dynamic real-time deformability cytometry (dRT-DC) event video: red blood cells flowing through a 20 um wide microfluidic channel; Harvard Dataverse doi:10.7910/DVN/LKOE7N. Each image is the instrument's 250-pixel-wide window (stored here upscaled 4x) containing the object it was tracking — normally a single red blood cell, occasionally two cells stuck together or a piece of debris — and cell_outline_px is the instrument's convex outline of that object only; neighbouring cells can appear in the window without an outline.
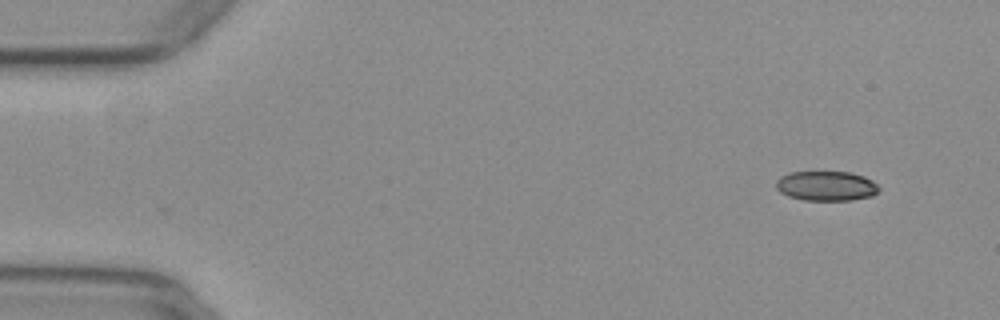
{"species": "common noctule bat (a hibernating species)", "species_latin": "Nyctalus noctula", "temperature_condition": "warm", "stored_images_in_passage": 49, "camera_frame_rate_fps": 3000, "um_per_image_px": 0.085, "animal": {"sex": "female", "body_mass_g": 29.2, "forearm_length_mm": 56.3}, "frame": {"image": 1, "passage_image": 1, "time_ms": 0.0, "image_size_px": [1000, 320], "cell_outline_px": [[880, 188], [872, 196], [852, 200], [804, 200], [788, 196], [780, 192], [776, 188], [776, 180], [780, 176], [788, 172], [852, 172], [864, 176], [872, 180]], "centroid_in_image_um": [70.22, 15.8], "position_along_channel_um": 14.8, "area_um2": 17.92}}
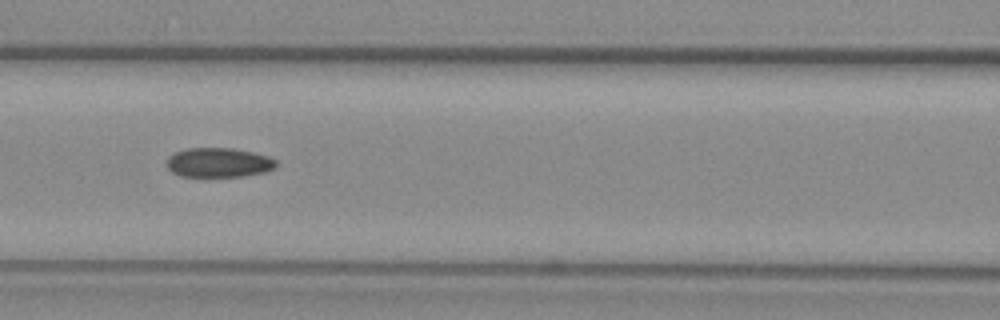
{"frame": {"image": 2, "passage_image": 20, "time_ms": 6.333, "image_size_px": [1000, 320], "cell_outline_px": [[276, 168], [264, 172], [244, 176], [180, 176], [172, 172], [168, 168], [168, 156], [176, 152], [188, 148], [232, 148], [252, 152], [268, 156], [276, 160]], "centroid_in_image_um": [18.6, 13.81], "position_along_channel_um": 148.0, "area_um2": 18.67}}
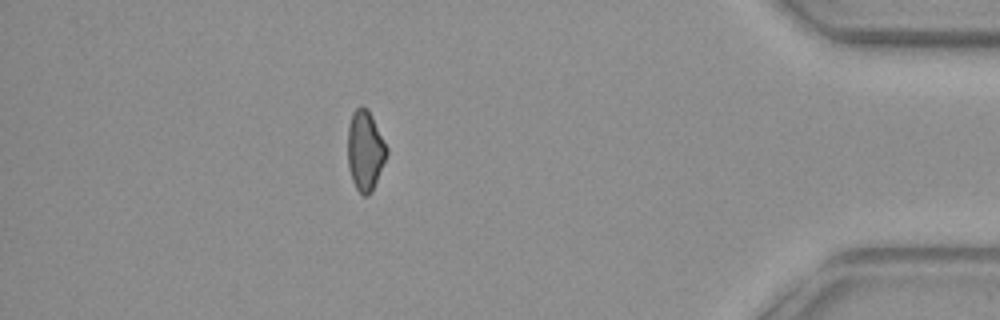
{"frame": {"image": 3, "passage_image": 43, "time_ms": 14.0, "image_size_px": [1000, 320], "cell_outline_px": [[388, 152], [372, 192], [368, 196], [364, 196], [356, 188], [352, 180], [348, 168], [348, 124], [352, 112], [360, 104], [368, 108], [388, 148]], "centroid_in_image_um": [31.03, 12.77], "position_along_channel_um": 404.2, "area_um2": 18.32}, "authors_computed_cell_mechanics": {"area_um2": 19.0162, "velocity_mm_per_s": 3.9682, "shape_relaxation_time_tau1_ms": null, "shape_relaxation_time_tau2_ms": 3.7312, "deformation_change_tau1": null, "deformation_change_tau2": 0.0837}}